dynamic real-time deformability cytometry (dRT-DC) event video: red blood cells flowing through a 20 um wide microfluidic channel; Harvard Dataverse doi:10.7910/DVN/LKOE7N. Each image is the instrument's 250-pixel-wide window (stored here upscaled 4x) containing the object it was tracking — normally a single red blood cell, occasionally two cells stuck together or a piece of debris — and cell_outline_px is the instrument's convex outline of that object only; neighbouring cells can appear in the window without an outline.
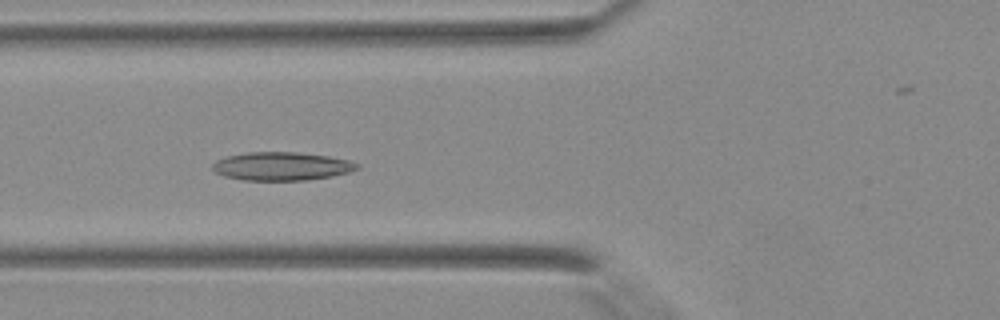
{"species": "Egyptian fruit bat (a non-hibernating species)", "species_latin": "Rousettus aegyptiacus", "temperature_condition": "warm", "stored_images_in_passage": 25, "camera_frame_rate_fps": 3000, "um_per_image_px": 0.085, "animal": {"sex": "female"}, "frame": {"image": 1, "passage_image": 7, "time_ms": 2.0, "image_size_px": [1000, 320], "cell_outline_px": [[360, 168], [348, 172], [332, 176], [304, 180], [244, 180], [224, 176], [216, 172], [212, 168], [212, 164], [216, 160], [228, 156], [248, 152], [296, 152], [328, 156], [348, 160], [360, 164]], "centroid_in_image_um": [23.94, 14.13], "position_along_channel_um": 101.9, "area_um2": 23.76}}
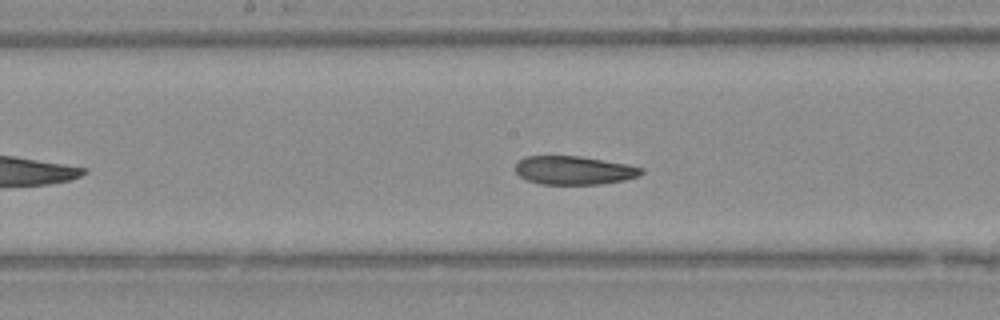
{"frame": {"image": 2, "passage_image": 13, "time_ms": 4.0, "image_size_px": [1000, 320], "cell_outline_px": [[644, 172], [636, 176], [624, 180], [600, 184], [540, 184], [528, 180], [520, 176], [516, 172], [516, 164], [520, 160], [528, 156], [580, 156], [628, 164], [644, 168]], "centroid_in_image_um": [48.81, 14.47], "position_along_channel_um": 199.4, "area_um2": 20.81}}
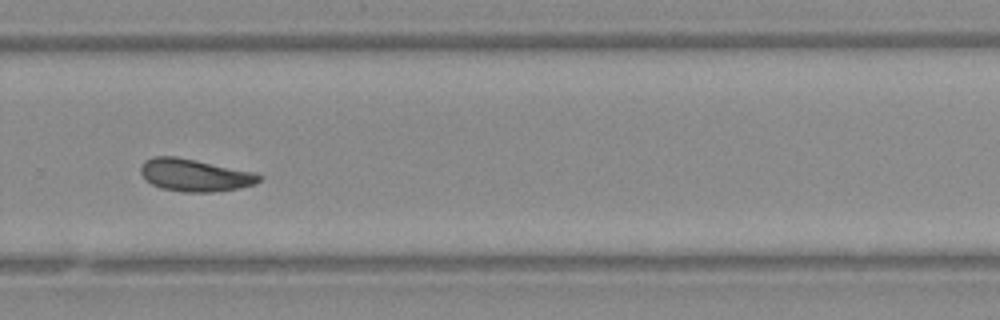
{"frame": {"image": 3, "passage_image": 20, "time_ms": 6.333, "image_size_px": [1000, 320], "cell_outline_px": [[260, 180], [256, 184], [240, 188], [212, 192], [184, 192], [160, 188], [144, 180], [140, 172], [140, 164], [144, 160], [152, 156], [176, 156], [256, 172], [260, 176]], "centroid_in_image_um": [16.52, 14.88], "position_along_channel_um": 313.3, "area_um2": 22.66}}